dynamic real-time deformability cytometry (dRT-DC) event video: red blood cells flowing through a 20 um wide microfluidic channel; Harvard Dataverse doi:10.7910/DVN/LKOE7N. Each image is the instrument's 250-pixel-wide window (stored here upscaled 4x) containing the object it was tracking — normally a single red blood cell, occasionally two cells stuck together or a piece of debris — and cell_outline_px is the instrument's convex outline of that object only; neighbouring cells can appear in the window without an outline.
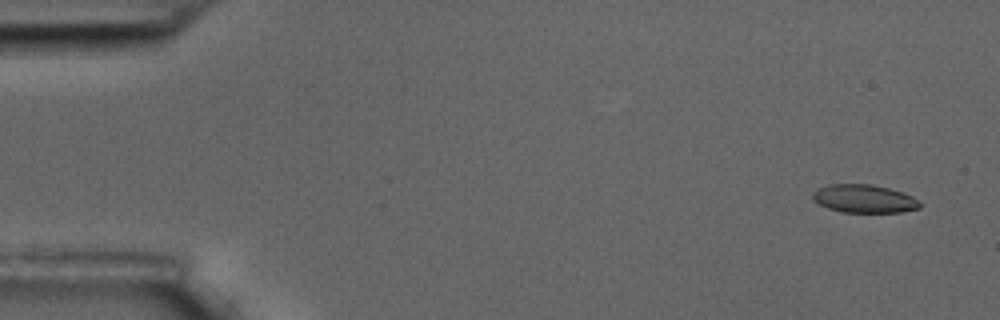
{"species": "common noctule bat (a hibernating species)", "species_latin": "Nyctalus noctula", "temperature_condition": "room temperature", "stored_images_in_passage": 5, "camera_frame_rate_fps": 3000, "um_per_image_px": 0.085, "animal": {"sex": "male", "body_mass_g": 17.5, "forearm_length_mm": 52.3}, "frame": {"image": 1, "passage_image": 1, "time_ms": 0.0, "image_size_px": [1000, 320], "cell_outline_px": [[920, 208], [900, 212], [840, 212], [828, 208], [820, 204], [812, 196], [816, 188], [828, 184], [872, 184], [888, 188], [912, 196], [920, 200]], "centroid_in_image_um": [73.45, 16.89], "position_along_channel_um": 11.5, "area_um2": 17.51}}
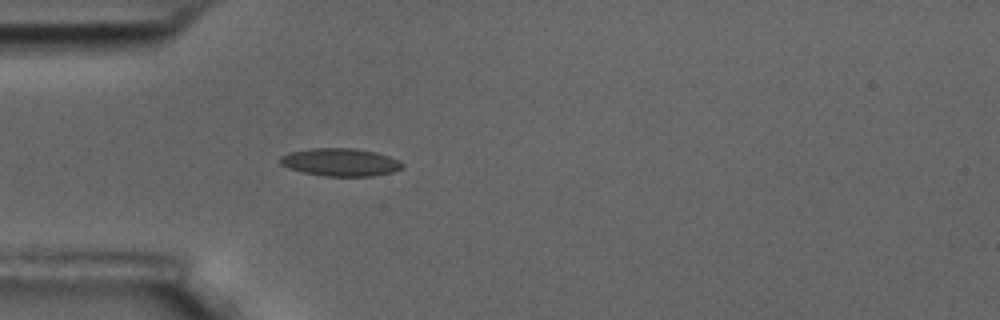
{"frame": {"image": 2, "passage_image": 5, "time_ms": 1.333, "image_size_px": [1000, 320], "cell_outline_px": [[404, 168], [392, 172], [372, 176], [324, 176], [304, 172], [288, 168], [280, 164], [280, 156], [288, 152], [312, 148], [356, 148], [376, 152], [400, 160], [404, 164]], "centroid_in_image_um": [28.95, 13.78], "position_along_channel_um": 56.1, "area_um2": 19.94}}